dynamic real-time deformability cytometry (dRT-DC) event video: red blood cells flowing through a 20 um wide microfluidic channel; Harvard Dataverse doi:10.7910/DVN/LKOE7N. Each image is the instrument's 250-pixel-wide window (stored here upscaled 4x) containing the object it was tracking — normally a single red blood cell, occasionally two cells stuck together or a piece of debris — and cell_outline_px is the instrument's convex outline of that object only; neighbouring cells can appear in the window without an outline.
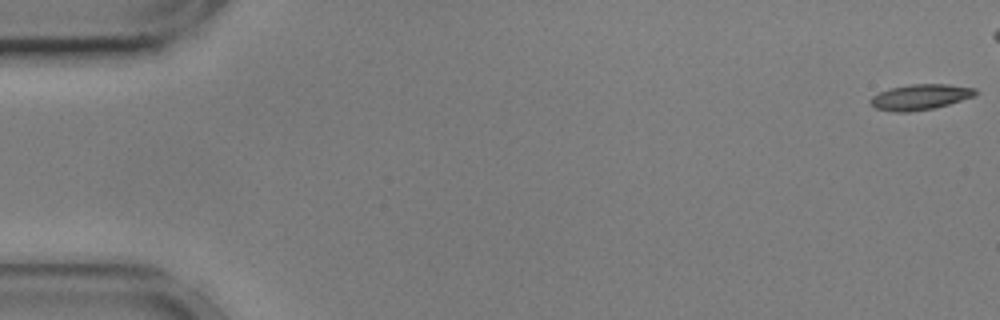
{"species": "common noctule bat (a hibernating species)", "species_latin": "Nyctalus noctula", "temperature_condition": "cold", "stored_images_in_passage": 49, "camera_frame_rate_fps": 3000, "um_per_image_px": 0.085, "animal": {"sex": "male", "body_mass_g": 17.9, "forearm_length_mm": 54.2}, "frame": {"image": 1, "passage_image": 1, "time_ms": 0.0, "image_size_px": [1000, 320], "cell_outline_px": [[980, 92], [972, 96], [948, 104], [932, 108], [908, 112], [892, 112], [876, 108], [868, 100], [872, 96], [880, 92], [892, 88], [912, 84], [948, 84], [976, 88]], "centroid_in_image_um": [78.22, 8.24], "position_along_channel_um": 6.8, "area_um2": 15.43}}
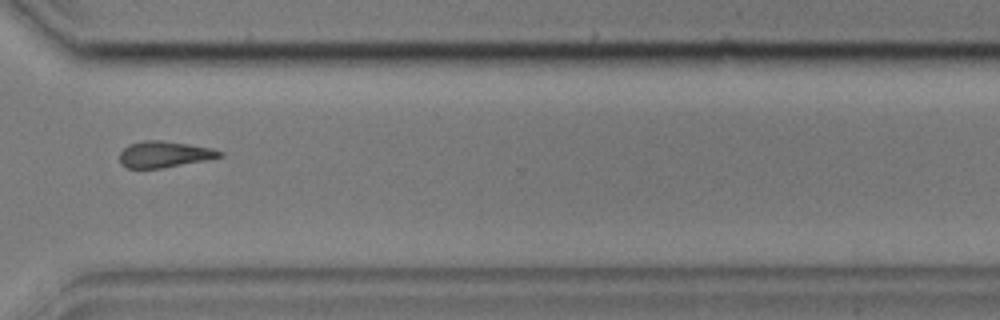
{"frame": {"image": 2, "passage_image": 42, "time_ms": 13.667, "image_size_px": [1000, 320], "cell_outline_px": [[224, 156], [204, 160], [160, 168], [128, 168], [120, 164], [120, 152], [128, 144], [144, 140], [160, 140], [188, 144], [212, 148], [224, 152]], "centroid_in_image_um": [13.95, 13.11], "position_along_channel_um": 356.7, "area_um2": 15.2}}
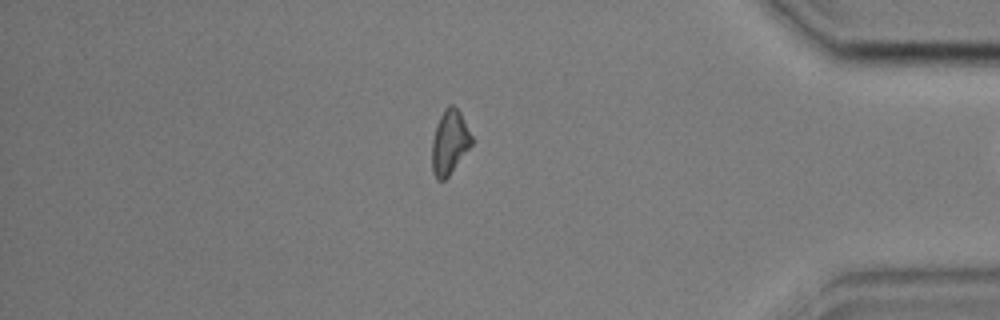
{"frame": {"image": 3, "passage_image": 48, "time_ms": 15.667, "image_size_px": [1000, 320], "cell_outline_px": [[476, 140], [448, 176], [444, 180], [436, 180], [432, 172], [432, 140], [436, 124], [444, 108], [448, 104], [452, 104], [460, 112]], "centroid_in_image_um": [38.24, 12.07], "position_along_channel_um": 397.0, "area_um2": 15.2}}